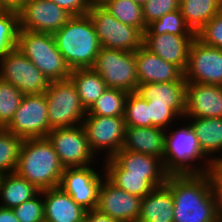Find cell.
<instances>
[{
    "label": "cell",
    "mask_w": 222,
    "mask_h": 222,
    "mask_svg": "<svg viewBox=\"0 0 222 222\" xmlns=\"http://www.w3.org/2000/svg\"><path fill=\"white\" fill-rule=\"evenodd\" d=\"M174 222H219L207 173L169 175Z\"/></svg>",
    "instance_id": "obj_1"
},
{
    "label": "cell",
    "mask_w": 222,
    "mask_h": 222,
    "mask_svg": "<svg viewBox=\"0 0 222 222\" xmlns=\"http://www.w3.org/2000/svg\"><path fill=\"white\" fill-rule=\"evenodd\" d=\"M64 167L51 142L44 138L24 139L15 173L38 190L59 187Z\"/></svg>",
    "instance_id": "obj_2"
},
{
    "label": "cell",
    "mask_w": 222,
    "mask_h": 222,
    "mask_svg": "<svg viewBox=\"0 0 222 222\" xmlns=\"http://www.w3.org/2000/svg\"><path fill=\"white\" fill-rule=\"evenodd\" d=\"M53 36L71 70L92 68L101 45L88 14L72 16Z\"/></svg>",
    "instance_id": "obj_3"
},
{
    "label": "cell",
    "mask_w": 222,
    "mask_h": 222,
    "mask_svg": "<svg viewBox=\"0 0 222 222\" xmlns=\"http://www.w3.org/2000/svg\"><path fill=\"white\" fill-rule=\"evenodd\" d=\"M180 121L182 126L166 130L163 160L165 170L169 175L206 173L213 163L200 149L195 131L189 122L185 119ZM200 161L202 164H199Z\"/></svg>",
    "instance_id": "obj_4"
},
{
    "label": "cell",
    "mask_w": 222,
    "mask_h": 222,
    "mask_svg": "<svg viewBox=\"0 0 222 222\" xmlns=\"http://www.w3.org/2000/svg\"><path fill=\"white\" fill-rule=\"evenodd\" d=\"M17 48L51 81L69 79L71 69L53 34L19 30Z\"/></svg>",
    "instance_id": "obj_5"
},
{
    "label": "cell",
    "mask_w": 222,
    "mask_h": 222,
    "mask_svg": "<svg viewBox=\"0 0 222 222\" xmlns=\"http://www.w3.org/2000/svg\"><path fill=\"white\" fill-rule=\"evenodd\" d=\"M50 129L81 125L87 110L81 103L75 85L70 79L50 82L44 92Z\"/></svg>",
    "instance_id": "obj_6"
},
{
    "label": "cell",
    "mask_w": 222,
    "mask_h": 222,
    "mask_svg": "<svg viewBox=\"0 0 222 222\" xmlns=\"http://www.w3.org/2000/svg\"><path fill=\"white\" fill-rule=\"evenodd\" d=\"M87 14L101 47L135 52L143 45V33L117 20L101 3H93Z\"/></svg>",
    "instance_id": "obj_7"
},
{
    "label": "cell",
    "mask_w": 222,
    "mask_h": 222,
    "mask_svg": "<svg viewBox=\"0 0 222 222\" xmlns=\"http://www.w3.org/2000/svg\"><path fill=\"white\" fill-rule=\"evenodd\" d=\"M92 69L101 76L108 88L128 93L136 92L138 88L135 52L101 47Z\"/></svg>",
    "instance_id": "obj_8"
},
{
    "label": "cell",
    "mask_w": 222,
    "mask_h": 222,
    "mask_svg": "<svg viewBox=\"0 0 222 222\" xmlns=\"http://www.w3.org/2000/svg\"><path fill=\"white\" fill-rule=\"evenodd\" d=\"M82 125L95 157L105 152L103 160H106L121 150L126 128L124 116L86 115Z\"/></svg>",
    "instance_id": "obj_9"
},
{
    "label": "cell",
    "mask_w": 222,
    "mask_h": 222,
    "mask_svg": "<svg viewBox=\"0 0 222 222\" xmlns=\"http://www.w3.org/2000/svg\"><path fill=\"white\" fill-rule=\"evenodd\" d=\"M0 79L23 95L42 94L51 82L17 47L0 60Z\"/></svg>",
    "instance_id": "obj_10"
},
{
    "label": "cell",
    "mask_w": 222,
    "mask_h": 222,
    "mask_svg": "<svg viewBox=\"0 0 222 222\" xmlns=\"http://www.w3.org/2000/svg\"><path fill=\"white\" fill-rule=\"evenodd\" d=\"M47 139L51 142L64 168L85 167L98 162L91 152L82 124L52 129L48 132Z\"/></svg>",
    "instance_id": "obj_11"
},
{
    "label": "cell",
    "mask_w": 222,
    "mask_h": 222,
    "mask_svg": "<svg viewBox=\"0 0 222 222\" xmlns=\"http://www.w3.org/2000/svg\"><path fill=\"white\" fill-rule=\"evenodd\" d=\"M5 129L23 140L47 137L51 129L45 93L23 95L19 108Z\"/></svg>",
    "instance_id": "obj_12"
},
{
    "label": "cell",
    "mask_w": 222,
    "mask_h": 222,
    "mask_svg": "<svg viewBox=\"0 0 222 222\" xmlns=\"http://www.w3.org/2000/svg\"><path fill=\"white\" fill-rule=\"evenodd\" d=\"M94 168L93 165L64 168L59 184L65 193L69 194L77 204L87 211L96 209L99 188L105 178L102 167L101 170Z\"/></svg>",
    "instance_id": "obj_13"
},
{
    "label": "cell",
    "mask_w": 222,
    "mask_h": 222,
    "mask_svg": "<svg viewBox=\"0 0 222 222\" xmlns=\"http://www.w3.org/2000/svg\"><path fill=\"white\" fill-rule=\"evenodd\" d=\"M184 78L191 83L222 86V49L206 45L195 37L189 48Z\"/></svg>",
    "instance_id": "obj_14"
},
{
    "label": "cell",
    "mask_w": 222,
    "mask_h": 222,
    "mask_svg": "<svg viewBox=\"0 0 222 222\" xmlns=\"http://www.w3.org/2000/svg\"><path fill=\"white\" fill-rule=\"evenodd\" d=\"M19 30L54 34L72 15L50 0H28L18 11Z\"/></svg>",
    "instance_id": "obj_15"
},
{
    "label": "cell",
    "mask_w": 222,
    "mask_h": 222,
    "mask_svg": "<svg viewBox=\"0 0 222 222\" xmlns=\"http://www.w3.org/2000/svg\"><path fill=\"white\" fill-rule=\"evenodd\" d=\"M141 198L112 184L106 177L98 193L96 210L121 222H137Z\"/></svg>",
    "instance_id": "obj_16"
},
{
    "label": "cell",
    "mask_w": 222,
    "mask_h": 222,
    "mask_svg": "<svg viewBox=\"0 0 222 222\" xmlns=\"http://www.w3.org/2000/svg\"><path fill=\"white\" fill-rule=\"evenodd\" d=\"M184 117L222 118V86L187 82Z\"/></svg>",
    "instance_id": "obj_17"
},
{
    "label": "cell",
    "mask_w": 222,
    "mask_h": 222,
    "mask_svg": "<svg viewBox=\"0 0 222 222\" xmlns=\"http://www.w3.org/2000/svg\"><path fill=\"white\" fill-rule=\"evenodd\" d=\"M196 35L170 33L143 34V46L163 60L176 65L183 73L188 64L189 48Z\"/></svg>",
    "instance_id": "obj_18"
},
{
    "label": "cell",
    "mask_w": 222,
    "mask_h": 222,
    "mask_svg": "<svg viewBox=\"0 0 222 222\" xmlns=\"http://www.w3.org/2000/svg\"><path fill=\"white\" fill-rule=\"evenodd\" d=\"M138 83L182 81L184 73L176 66L151 53L143 45L135 51Z\"/></svg>",
    "instance_id": "obj_19"
},
{
    "label": "cell",
    "mask_w": 222,
    "mask_h": 222,
    "mask_svg": "<svg viewBox=\"0 0 222 222\" xmlns=\"http://www.w3.org/2000/svg\"><path fill=\"white\" fill-rule=\"evenodd\" d=\"M105 177L122 190L144 198L154 188L166 183L168 176H136L126 175L124 170L113 158L102 161Z\"/></svg>",
    "instance_id": "obj_20"
},
{
    "label": "cell",
    "mask_w": 222,
    "mask_h": 222,
    "mask_svg": "<svg viewBox=\"0 0 222 222\" xmlns=\"http://www.w3.org/2000/svg\"><path fill=\"white\" fill-rule=\"evenodd\" d=\"M45 222H84L86 211L60 187L42 191Z\"/></svg>",
    "instance_id": "obj_21"
},
{
    "label": "cell",
    "mask_w": 222,
    "mask_h": 222,
    "mask_svg": "<svg viewBox=\"0 0 222 222\" xmlns=\"http://www.w3.org/2000/svg\"><path fill=\"white\" fill-rule=\"evenodd\" d=\"M186 86L185 78L182 81L168 83H145L138 85L136 93L144 100L168 104L183 119L186 107Z\"/></svg>",
    "instance_id": "obj_22"
},
{
    "label": "cell",
    "mask_w": 222,
    "mask_h": 222,
    "mask_svg": "<svg viewBox=\"0 0 222 222\" xmlns=\"http://www.w3.org/2000/svg\"><path fill=\"white\" fill-rule=\"evenodd\" d=\"M166 130L126 126L122 150L149 154L164 160Z\"/></svg>",
    "instance_id": "obj_23"
},
{
    "label": "cell",
    "mask_w": 222,
    "mask_h": 222,
    "mask_svg": "<svg viewBox=\"0 0 222 222\" xmlns=\"http://www.w3.org/2000/svg\"><path fill=\"white\" fill-rule=\"evenodd\" d=\"M184 119L190 122L194 129L204 155L213 164L222 162V118L184 117Z\"/></svg>",
    "instance_id": "obj_24"
},
{
    "label": "cell",
    "mask_w": 222,
    "mask_h": 222,
    "mask_svg": "<svg viewBox=\"0 0 222 222\" xmlns=\"http://www.w3.org/2000/svg\"><path fill=\"white\" fill-rule=\"evenodd\" d=\"M174 201L169 187L164 184L141 198L137 222H174Z\"/></svg>",
    "instance_id": "obj_25"
},
{
    "label": "cell",
    "mask_w": 222,
    "mask_h": 222,
    "mask_svg": "<svg viewBox=\"0 0 222 222\" xmlns=\"http://www.w3.org/2000/svg\"><path fill=\"white\" fill-rule=\"evenodd\" d=\"M112 158L126 170V175L169 176L163 160L153 155L121 149Z\"/></svg>",
    "instance_id": "obj_26"
},
{
    "label": "cell",
    "mask_w": 222,
    "mask_h": 222,
    "mask_svg": "<svg viewBox=\"0 0 222 222\" xmlns=\"http://www.w3.org/2000/svg\"><path fill=\"white\" fill-rule=\"evenodd\" d=\"M39 192L32 183L16 173L4 174L0 182V206L13 209Z\"/></svg>",
    "instance_id": "obj_27"
},
{
    "label": "cell",
    "mask_w": 222,
    "mask_h": 222,
    "mask_svg": "<svg viewBox=\"0 0 222 222\" xmlns=\"http://www.w3.org/2000/svg\"><path fill=\"white\" fill-rule=\"evenodd\" d=\"M179 10L196 34L222 10V0H180Z\"/></svg>",
    "instance_id": "obj_28"
},
{
    "label": "cell",
    "mask_w": 222,
    "mask_h": 222,
    "mask_svg": "<svg viewBox=\"0 0 222 222\" xmlns=\"http://www.w3.org/2000/svg\"><path fill=\"white\" fill-rule=\"evenodd\" d=\"M69 79L75 85L81 103L86 110L108 88L101 76L92 68L71 70Z\"/></svg>",
    "instance_id": "obj_29"
},
{
    "label": "cell",
    "mask_w": 222,
    "mask_h": 222,
    "mask_svg": "<svg viewBox=\"0 0 222 222\" xmlns=\"http://www.w3.org/2000/svg\"><path fill=\"white\" fill-rule=\"evenodd\" d=\"M101 4L123 24L136 27L142 33L147 29L141 4L132 0H104Z\"/></svg>",
    "instance_id": "obj_30"
},
{
    "label": "cell",
    "mask_w": 222,
    "mask_h": 222,
    "mask_svg": "<svg viewBox=\"0 0 222 222\" xmlns=\"http://www.w3.org/2000/svg\"><path fill=\"white\" fill-rule=\"evenodd\" d=\"M128 94L120 89L107 88L87 110L86 115L124 116Z\"/></svg>",
    "instance_id": "obj_31"
},
{
    "label": "cell",
    "mask_w": 222,
    "mask_h": 222,
    "mask_svg": "<svg viewBox=\"0 0 222 222\" xmlns=\"http://www.w3.org/2000/svg\"><path fill=\"white\" fill-rule=\"evenodd\" d=\"M23 139L0 128V173H15Z\"/></svg>",
    "instance_id": "obj_32"
},
{
    "label": "cell",
    "mask_w": 222,
    "mask_h": 222,
    "mask_svg": "<svg viewBox=\"0 0 222 222\" xmlns=\"http://www.w3.org/2000/svg\"><path fill=\"white\" fill-rule=\"evenodd\" d=\"M196 35L187 25L180 10L169 12L147 25L143 34Z\"/></svg>",
    "instance_id": "obj_33"
},
{
    "label": "cell",
    "mask_w": 222,
    "mask_h": 222,
    "mask_svg": "<svg viewBox=\"0 0 222 222\" xmlns=\"http://www.w3.org/2000/svg\"><path fill=\"white\" fill-rule=\"evenodd\" d=\"M18 32V12L0 10V60L17 47Z\"/></svg>",
    "instance_id": "obj_34"
},
{
    "label": "cell",
    "mask_w": 222,
    "mask_h": 222,
    "mask_svg": "<svg viewBox=\"0 0 222 222\" xmlns=\"http://www.w3.org/2000/svg\"><path fill=\"white\" fill-rule=\"evenodd\" d=\"M124 121L130 127H151L149 101L136 92L129 93L125 103Z\"/></svg>",
    "instance_id": "obj_35"
},
{
    "label": "cell",
    "mask_w": 222,
    "mask_h": 222,
    "mask_svg": "<svg viewBox=\"0 0 222 222\" xmlns=\"http://www.w3.org/2000/svg\"><path fill=\"white\" fill-rule=\"evenodd\" d=\"M22 98L17 87L0 79V128H6L12 121Z\"/></svg>",
    "instance_id": "obj_36"
},
{
    "label": "cell",
    "mask_w": 222,
    "mask_h": 222,
    "mask_svg": "<svg viewBox=\"0 0 222 222\" xmlns=\"http://www.w3.org/2000/svg\"><path fill=\"white\" fill-rule=\"evenodd\" d=\"M19 222H45L42 191L28 201L13 208Z\"/></svg>",
    "instance_id": "obj_37"
},
{
    "label": "cell",
    "mask_w": 222,
    "mask_h": 222,
    "mask_svg": "<svg viewBox=\"0 0 222 222\" xmlns=\"http://www.w3.org/2000/svg\"><path fill=\"white\" fill-rule=\"evenodd\" d=\"M149 119H151V127L168 130L171 126L173 127L174 124H176L175 127L180 124L177 120L179 119L178 121H180L181 118L168 106V104L149 101Z\"/></svg>",
    "instance_id": "obj_38"
},
{
    "label": "cell",
    "mask_w": 222,
    "mask_h": 222,
    "mask_svg": "<svg viewBox=\"0 0 222 222\" xmlns=\"http://www.w3.org/2000/svg\"><path fill=\"white\" fill-rule=\"evenodd\" d=\"M180 0H149L142 5L143 19L147 26L165 14L178 10Z\"/></svg>",
    "instance_id": "obj_39"
},
{
    "label": "cell",
    "mask_w": 222,
    "mask_h": 222,
    "mask_svg": "<svg viewBox=\"0 0 222 222\" xmlns=\"http://www.w3.org/2000/svg\"><path fill=\"white\" fill-rule=\"evenodd\" d=\"M196 37L206 45L222 49V10L196 33Z\"/></svg>",
    "instance_id": "obj_40"
},
{
    "label": "cell",
    "mask_w": 222,
    "mask_h": 222,
    "mask_svg": "<svg viewBox=\"0 0 222 222\" xmlns=\"http://www.w3.org/2000/svg\"><path fill=\"white\" fill-rule=\"evenodd\" d=\"M206 173L210 180L217 218L222 222V162L214 163Z\"/></svg>",
    "instance_id": "obj_41"
},
{
    "label": "cell",
    "mask_w": 222,
    "mask_h": 222,
    "mask_svg": "<svg viewBox=\"0 0 222 222\" xmlns=\"http://www.w3.org/2000/svg\"><path fill=\"white\" fill-rule=\"evenodd\" d=\"M72 16L87 14L92 6V0H50Z\"/></svg>",
    "instance_id": "obj_42"
},
{
    "label": "cell",
    "mask_w": 222,
    "mask_h": 222,
    "mask_svg": "<svg viewBox=\"0 0 222 222\" xmlns=\"http://www.w3.org/2000/svg\"><path fill=\"white\" fill-rule=\"evenodd\" d=\"M84 222H121L95 210L86 211Z\"/></svg>",
    "instance_id": "obj_43"
},
{
    "label": "cell",
    "mask_w": 222,
    "mask_h": 222,
    "mask_svg": "<svg viewBox=\"0 0 222 222\" xmlns=\"http://www.w3.org/2000/svg\"><path fill=\"white\" fill-rule=\"evenodd\" d=\"M28 0H0V10L18 11Z\"/></svg>",
    "instance_id": "obj_44"
},
{
    "label": "cell",
    "mask_w": 222,
    "mask_h": 222,
    "mask_svg": "<svg viewBox=\"0 0 222 222\" xmlns=\"http://www.w3.org/2000/svg\"><path fill=\"white\" fill-rule=\"evenodd\" d=\"M0 222H19L13 209L0 206Z\"/></svg>",
    "instance_id": "obj_45"
},
{
    "label": "cell",
    "mask_w": 222,
    "mask_h": 222,
    "mask_svg": "<svg viewBox=\"0 0 222 222\" xmlns=\"http://www.w3.org/2000/svg\"><path fill=\"white\" fill-rule=\"evenodd\" d=\"M132 1L137 2V3L141 4V5H143L144 3H146L149 0H132Z\"/></svg>",
    "instance_id": "obj_46"
},
{
    "label": "cell",
    "mask_w": 222,
    "mask_h": 222,
    "mask_svg": "<svg viewBox=\"0 0 222 222\" xmlns=\"http://www.w3.org/2000/svg\"><path fill=\"white\" fill-rule=\"evenodd\" d=\"M104 0H92V3H101L103 2Z\"/></svg>",
    "instance_id": "obj_47"
},
{
    "label": "cell",
    "mask_w": 222,
    "mask_h": 222,
    "mask_svg": "<svg viewBox=\"0 0 222 222\" xmlns=\"http://www.w3.org/2000/svg\"><path fill=\"white\" fill-rule=\"evenodd\" d=\"M2 177H3V174H2V173H0V182H1V180H2Z\"/></svg>",
    "instance_id": "obj_48"
}]
</instances>
